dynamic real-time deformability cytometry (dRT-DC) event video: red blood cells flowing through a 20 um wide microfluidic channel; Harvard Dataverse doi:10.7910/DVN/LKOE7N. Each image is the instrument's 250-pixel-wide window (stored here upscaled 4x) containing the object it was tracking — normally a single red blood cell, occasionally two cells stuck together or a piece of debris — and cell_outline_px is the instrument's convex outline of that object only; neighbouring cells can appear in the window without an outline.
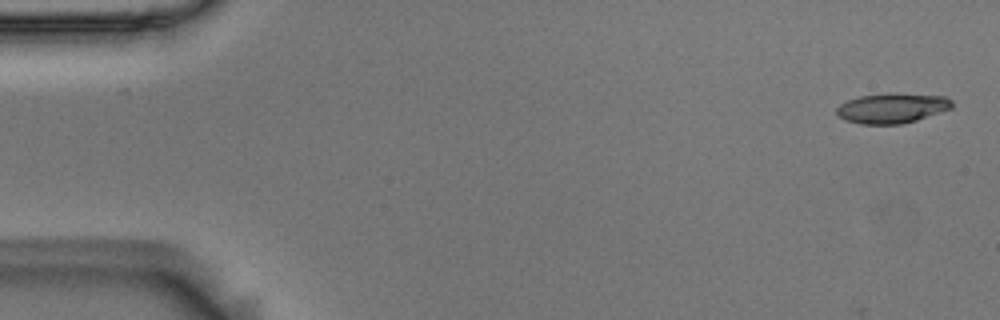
{"species": "Egyptian fruit bat (a non-hibernating species)", "species_latin": "Rousettus aegyptiacus", "temperature_condition": "room temperature", "stored_images_in_passage": 6, "camera_frame_rate_fps": 3000, "um_per_image_px": 0.085, "animal": {"sex": "male"}, "frame": {"image": 1, "passage_image": 1, "time_ms": 0.0, "image_size_px": [1000, 320], "cell_outline_px": [[952, 108], [916, 120], [900, 124], [860, 124], [844, 120], [836, 112], [836, 108], [840, 104], [848, 100], [860, 96], [888, 92], [896, 92], [944, 96], [952, 100]], "centroid_in_image_um": [75.82, 9.17], "position_along_channel_um": 9.2, "area_um2": 20.35}}
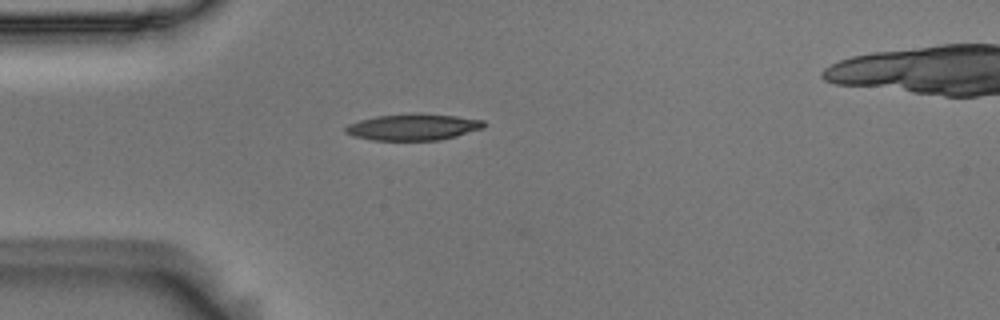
{"frame": {"image": 2, "passage_image": 4, "time_ms": 1.0, "image_size_px": [1000, 320], "cell_outline_px": [[488, 124], [484, 128], [456, 136], [436, 140], [372, 140], [352, 136], [344, 132], [344, 128], [348, 124], [360, 120], [376, 116], [456, 116], [484, 120]], "centroid_in_image_um": [35.11, 10.84], "position_along_channel_um": 49.9, "area_um2": 20.4}}
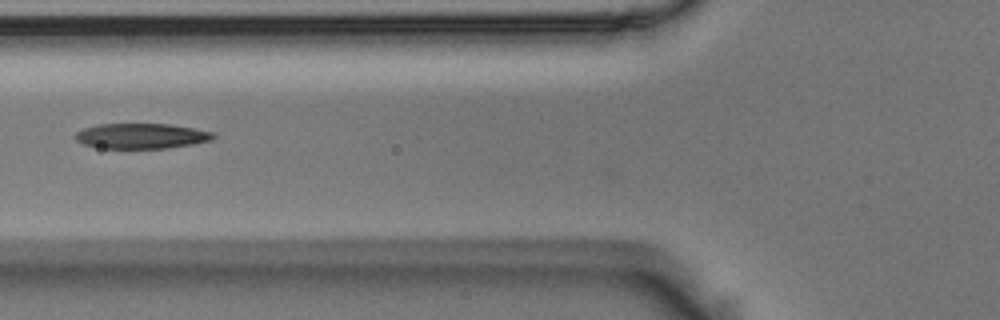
{"frame": {"image": 3, "passage_image": 6, "time_ms": 1.667, "image_size_px": [1000, 320], "cell_outline_px": [[216, 136], [212, 140], [192, 144], [168, 148], [100, 148], [84, 144], [76, 140], [72, 136], [76, 132], [84, 128], [96, 124], [168, 124], [192, 128], [212, 132]], "centroid_in_image_um": [11.98, 11.56], "position_along_channel_um": 113.8, "area_um2": 20.29}}